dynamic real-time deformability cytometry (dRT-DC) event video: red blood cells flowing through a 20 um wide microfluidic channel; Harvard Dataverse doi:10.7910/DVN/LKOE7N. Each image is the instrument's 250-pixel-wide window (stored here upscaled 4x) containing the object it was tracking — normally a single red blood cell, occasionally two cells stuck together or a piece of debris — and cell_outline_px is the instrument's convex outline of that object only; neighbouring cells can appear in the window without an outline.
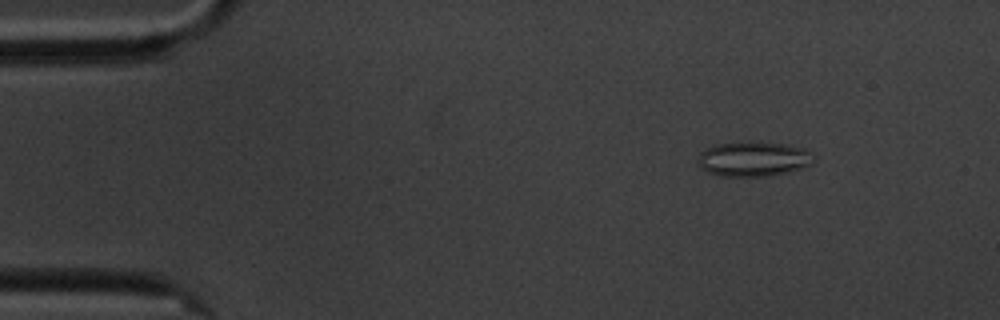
{"species": "common noctule bat (a hibernating species)", "species_latin": "Nyctalus noctula", "temperature_condition": "cold", "stored_images_in_passage": 58, "camera_frame_rate_fps": 3000, "um_per_image_px": 0.085, "animal": {"sex": "male", "body_mass_g": 20.1, "forearm_length_mm": 53.5}, "frame": {"image": 1, "passage_image": 7, "time_ms": 2.0, "image_size_px": [1000, 320], "cell_outline_px": [[816, 160], [812, 164], [788, 172], [772, 176], [720, 176], [708, 172], [700, 168], [696, 160], [700, 152], [704, 148], [716, 144], [748, 140], [760, 140], [788, 144], [804, 148], [816, 156]], "centroid_in_image_um": [64.05, 13.48], "position_along_channel_um": 21.0, "area_um2": 24.45}}
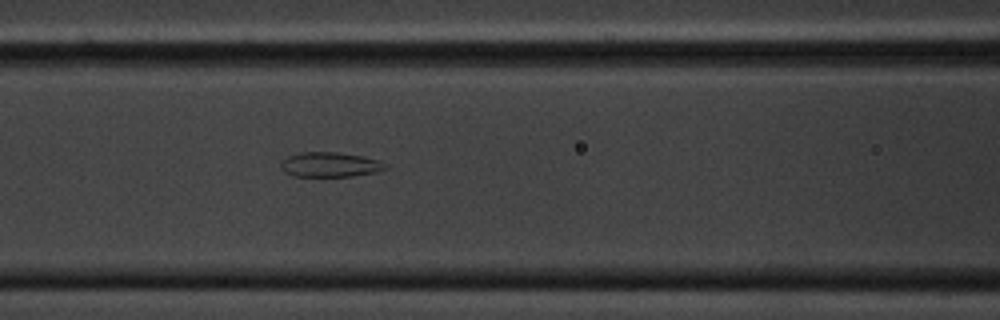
{"frame": {"image": 2, "passage_image": 24, "time_ms": 7.667, "image_size_px": [1000, 320], "cell_outline_px": [[388, 168], [376, 172], [352, 176], [292, 176], [284, 172], [280, 168], [280, 164], [288, 156], [300, 152], [336, 152], [364, 156], [380, 160], [388, 164]], "centroid_in_image_um": [28.08, 13.99], "position_along_channel_um": 138.5, "area_um2": 15.26}}
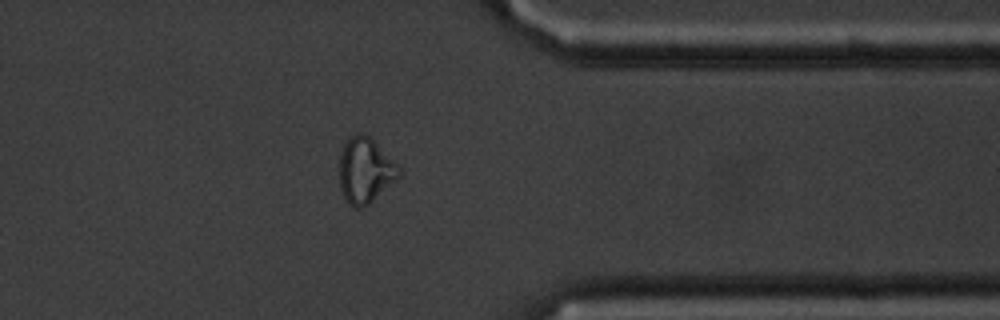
{"frame": {"image": 3, "passage_image": 46, "time_ms": 15.0, "image_size_px": [1000, 320], "cell_outline_px": [[400, 176], [368, 204], [360, 208], [356, 208], [348, 204], [340, 188], [340, 156], [344, 144], [356, 132], [364, 132], [400, 164]], "centroid_in_image_um": [31.06, 14.46], "position_along_channel_um": 380.3, "area_um2": 22.66}, "authors_computed_cell_mechanics": {"area_um2": 21.9929, "velocity_mm_per_s": 3.4309, "shape_relaxation_time_tau1_ms": null, "shape_relaxation_time_tau2_ms": 1.5942, "deformation_change_tau1": null, "deformation_change_tau2": 0.0893}}